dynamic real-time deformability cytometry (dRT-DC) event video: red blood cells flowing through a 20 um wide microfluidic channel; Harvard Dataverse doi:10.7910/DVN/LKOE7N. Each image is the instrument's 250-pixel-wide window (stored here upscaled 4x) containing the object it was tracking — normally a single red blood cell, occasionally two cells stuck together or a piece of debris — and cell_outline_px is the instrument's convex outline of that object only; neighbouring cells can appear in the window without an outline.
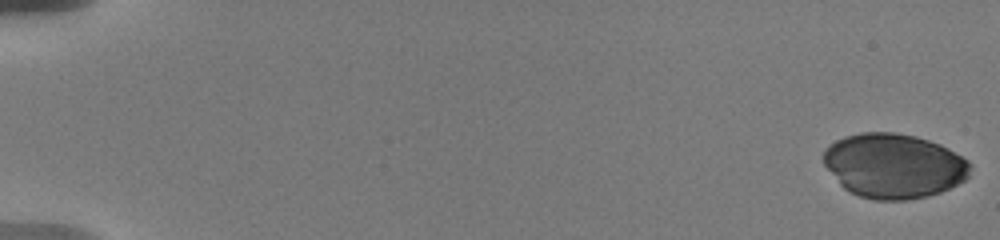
{"species": "human", "species_latin": "Homo sapiens", "temperature_condition": "warm", "stored_images_in_passage": 48, "camera_frame_rate_fps": 3000, "um_per_image_px": 0.085, "donor": {"sex": "male"}, "frame": {"image": 1, "passage_image": 1, "time_ms": 0.0, "image_size_px": [1000, 240], "cell_outline_px": [[972, 164], [968, 176], [964, 180], [940, 192], [928, 196], [908, 200], [872, 200], [860, 196], [844, 188], [840, 184], [824, 164], [824, 152], [836, 140], [844, 136], [860, 132], [896, 132], [916, 136], [940, 144], [948, 148], [968, 160]], "centroid_in_image_um": [75.99, 14.09], "position_along_channel_um": 9.0, "area_um2": 55.14}}
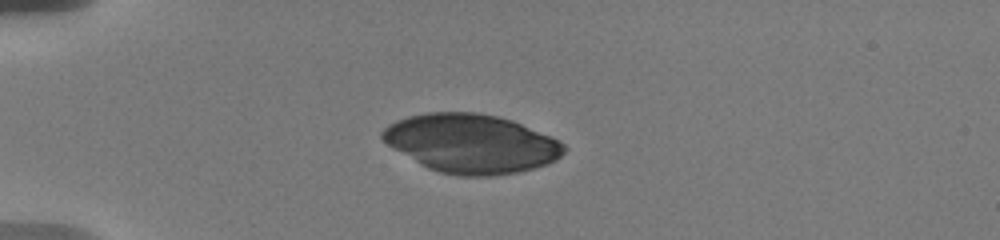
{"frame": {"image": 2, "passage_image": 25, "time_ms": 5.0, "image_size_px": [1000, 240], "cell_outline_px": [[568, 148], [556, 160], [548, 164], [536, 168], [520, 172], [496, 176], [456, 176], [440, 172], [428, 168], [420, 164], [392, 148], [380, 136], [380, 132], [388, 124], [396, 120], [408, 116], [428, 112], [476, 112], [496, 116], [512, 120], [552, 136], [564, 144]], "centroid_in_image_um": [40.07, 12.21], "position_along_channel_um": 44.9, "area_um2": 62.66}}